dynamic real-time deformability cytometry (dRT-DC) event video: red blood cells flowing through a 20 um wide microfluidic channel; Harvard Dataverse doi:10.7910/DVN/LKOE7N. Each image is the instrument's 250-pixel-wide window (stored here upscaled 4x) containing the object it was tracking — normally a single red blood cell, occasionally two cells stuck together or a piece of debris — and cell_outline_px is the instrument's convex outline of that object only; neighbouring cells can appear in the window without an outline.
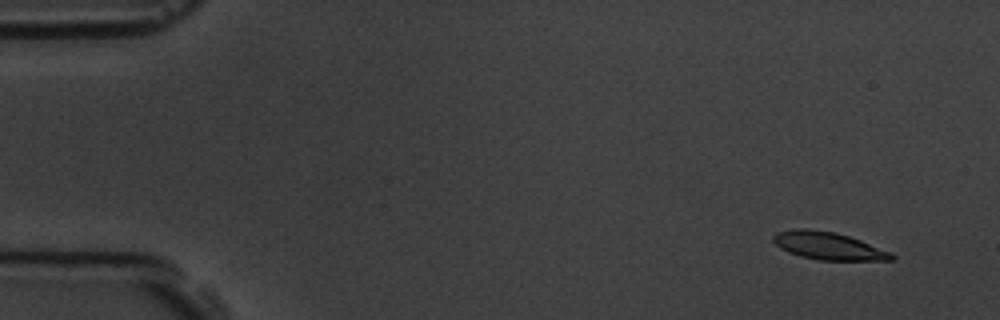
{"species": "common noctule bat (a hibernating species)", "species_latin": "Nyctalus noctula", "temperature_condition": "room temperature", "stored_images_in_passage": 7, "camera_frame_rate_fps": 3000, "um_per_image_px": 0.085, "animal": {"sex": "male", "body_mass_g": 19.5, "forearm_length_mm": 54.6}, "frame": {"image": 1, "passage_image": 1, "time_ms": 0.0, "image_size_px": [1000, 320], "cell_outline_px": [[896, 256], [892, 260], [820, 260], [800, 256], [788, 252], [780, 248], [772, 240], [772, 236], [776, 232], [796, 228], [804, 228], [832, 232], [848, 236], [860, 240], [892, 252]], "centroid_in_image_um": [70.39, 20.9], "position_along_channel_um": 14.6, "area_um2": 18.96}}
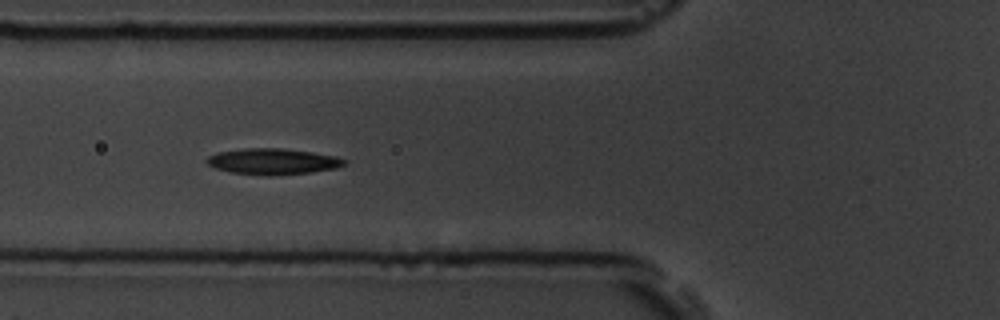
{"frame": {"image": 2, "passage_image": 6, "time_ms": 5.667, "image_size_px": [1000, 320], "cell_outline_px": [[344, 164], [336, 168], [312, 172], [272, 176], [264, 176], [232, 172], [216, 168], [208, 164], [204, 160], [208, 156], [216, 152], [244, 148], [280, 148], [312, 152], [336, 156], [344, 160]], "centroid_in_image_um": [23.14, 13.72], "position_along_channel_um": 102.7, "area_um2": 20.87}}
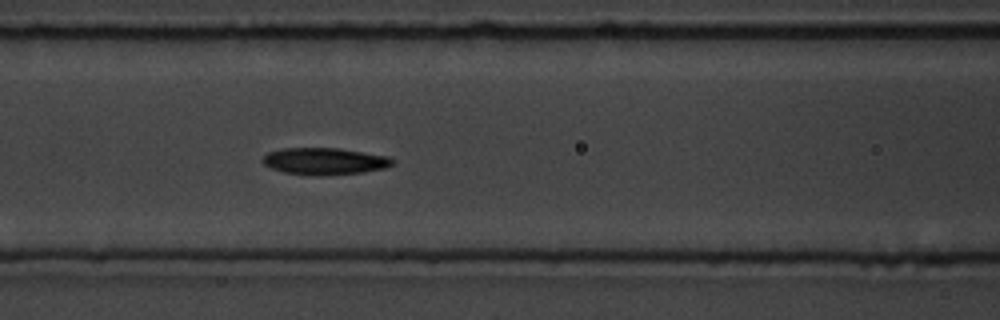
{"frame": {"image": 3, "passage_image": 7, "time_ms": 6.667, "image_size_px": [1000, 320], "cell_outline_px": [[396, 160], [392, 164], [384, 168], [364, 172], [320, 176], [308, 176], [284, 172], [272, 168], [264, 164], [260, 160], [268, 152], [280, 148], [340, 148], [388, 156]], "centroid_in_image_um": [27.57, 13.7], "position_along_channel_um": 139.0, "area_um2": 20.58}}